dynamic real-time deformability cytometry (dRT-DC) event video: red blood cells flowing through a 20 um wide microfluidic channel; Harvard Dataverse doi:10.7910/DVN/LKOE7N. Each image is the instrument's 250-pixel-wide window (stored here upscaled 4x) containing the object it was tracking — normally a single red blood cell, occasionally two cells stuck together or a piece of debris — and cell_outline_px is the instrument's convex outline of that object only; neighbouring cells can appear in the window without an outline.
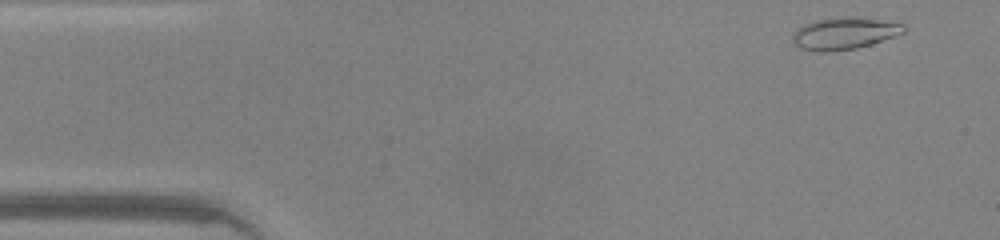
{"species": "common noctule bat (a hibernating species)", "species_latin": "Nyctalus noctula", "temperature_condition": "warm", "stored_images_in_passage": 45, "camera_frame_rate_fps": 3000, "um_per_image_px": 0.085, "animal": {"sex": "male", "body_mass_g": 20.0, "forearm_length_mm": 53.3}, "frame": {"image": 1, "passage_image": 1, "time_ms": 0.0, "image_size_px": [1000, 240], "cell_outline_px": [[904, 32], [872, 44], [856, 48], [832, 52], [816, 52], [800, 48], [792, 40], [792, 36], [796, 28], [804, 24], [816, 20], [840, 16], [852, 16], [880, 20], [904, 24]], "centroid_in_image_um": [71.72, 2.84], "position_along_channel_um": 13.3, "area_um2": 20.81}}
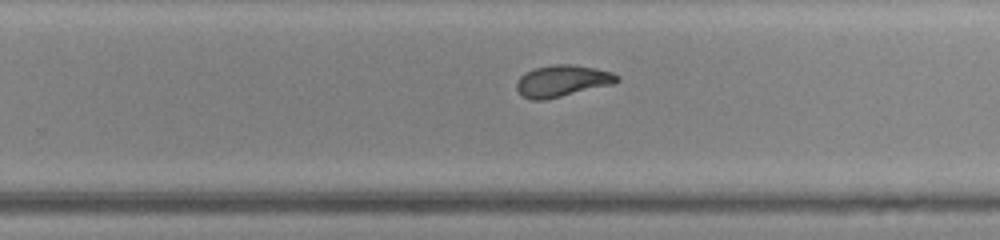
{"frame": {"image": 2, "passage_image": 27, "time_ms": 8.667, "image_size_px": [1000, 240], "cell_outline_px": [[620, 80], [612, 84], [544, 100], [532, 100], [524, 96], [516, 88], [516, 80], [524, 72], [532, 68], [552, 64], [572, 64], [596, 68], [612, 72], [620, 76]], "centroid_in_image_um": [47.77, 6.85], "position_along_channel_um": 282.0, "area_um2": 18.55}}
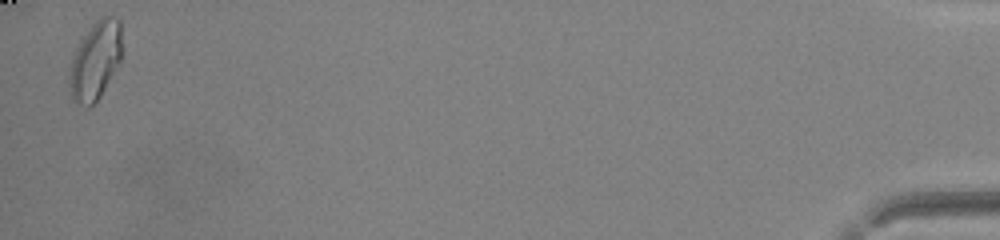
{"frame": {"image": 3, "passage_image": 44, "time_ms": 14.333, "image_size_px": [1000, 240], "cell_outline_px": [[124, 52], [120, 60], [100, 96], [88, 108], [72, 100], [68, 84], [68, 68], [80, 40], [92, 24], [100, 16], [116, 16], [120, 20], [124, 48]], "centroid_in_image_um": [8.12, 5.11], "position_along_channel_um": 427.1, "area_um2": 24.45}, "authors_computed_cell_mechanics": {"area_um2": 19.5364, "velocity_mm_per_s": 4.2786, "shape_relaxation_time_tau1_ms": null, "shape_relaxation_time_tau2_ms": 1.2246, "deformation_change_tau1": null, "deformation_change_tau2": 0.0716}}